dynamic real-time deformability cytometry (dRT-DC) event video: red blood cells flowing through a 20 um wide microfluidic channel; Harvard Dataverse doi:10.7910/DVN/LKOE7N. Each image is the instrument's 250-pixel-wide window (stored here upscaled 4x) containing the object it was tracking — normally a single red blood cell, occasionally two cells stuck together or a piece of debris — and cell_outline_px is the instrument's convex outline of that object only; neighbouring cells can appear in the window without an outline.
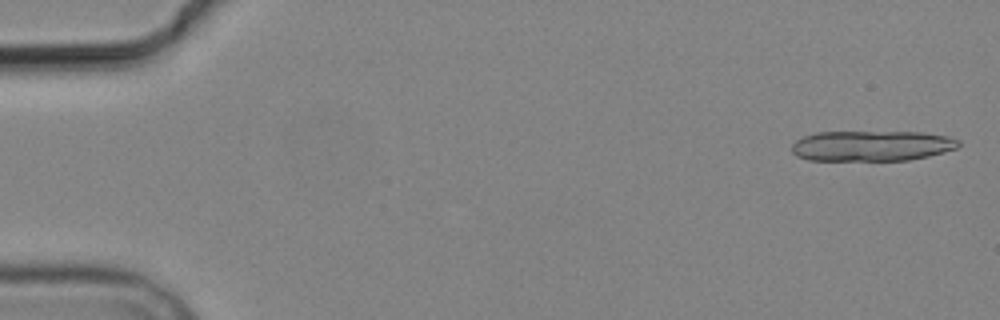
{"species": "common noctule bat (a hibernating species)", "species_latin": "Nyctalus noctula", "temperature_condition": "cold", "stored_images_in_passage": 4, "camera_frame_rate_fps": 3000, "um_per_image_px": 0.085, "animal": {"sex": "male", "body_mass_g": 19.2, "forearm_length_mm": 51.8}, "frame": {"image": 1, "passage_image": 1, "time_ms": 0.0, "image_size_px": [1000, 320], "cell_outline_px": [[960, 144], [956, 148], [944, 152], [928, 156], [908, 160], [808, 160], [796, 156], [792, 152], [792, 144], [796, 140], [804, 136], [816, 132], [924, 132], [948, 136], [960, 140]], "centroid_in_image_um": [74.1, 12.39], "position_along_channel_um": 10.9, "area_um2": 29.71}}